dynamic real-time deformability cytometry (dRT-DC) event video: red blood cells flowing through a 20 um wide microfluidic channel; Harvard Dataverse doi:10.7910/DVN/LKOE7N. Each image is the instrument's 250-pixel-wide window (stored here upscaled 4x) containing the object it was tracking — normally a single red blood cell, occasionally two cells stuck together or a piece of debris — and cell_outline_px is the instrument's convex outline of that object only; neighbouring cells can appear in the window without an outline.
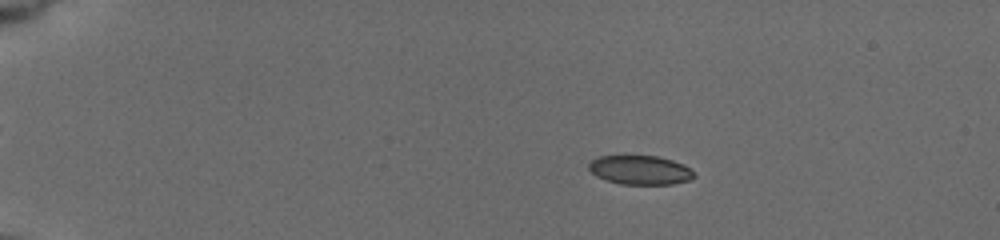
{"species": "common noctule bat (a hibernating species)", "species_latin": "Nyctalus noctula", "temperature_condition": "cold", "stored_images_in_passage": 23, "camera_frame_rate_fps": 3000, "um_per_image_px": 0.085, "animal": {"sex": "female", "body_mass_g": 19.5, "forearm_length_mm": 54.1}, "frame": {"image": 1, "passage_image": 7, "time_ms": 3.333, "image_size_px": [1000, 240], "cell_outline_px": [[696, 176], [688, 180], [672, 184], [620, 184], [596, 176], [588, 168], [588, 164], [592, 160], [600, 156], [656, 156], [672, 160], [684, 164], [692, 168]], "centroid_in_image_um": [54.44, 14.45], "position_along_channel_um": 30.6, "area_um2": 17.8}}
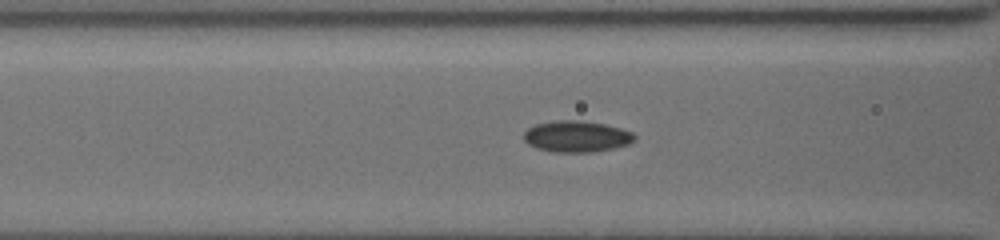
{"frame": {"image": 2, "passage_image": 18, "time_ms": 8.0, "image_size_px": [1000, 240], "cell_outline_px": [[636, 140], [628, 144], [612, 148], [592, 152], [552, 152], [536, 148], [528, 144], [524, 140], [524, 132], [528, 128], [536, 124], [556, 120], [576, 120], [604, 124], [620, 128], [632, 132], [636, 136]], "centroid_in_image_um": [49.0, 11.6], "position_along_channel_um": 117.6, "area_um2": 20.17}}
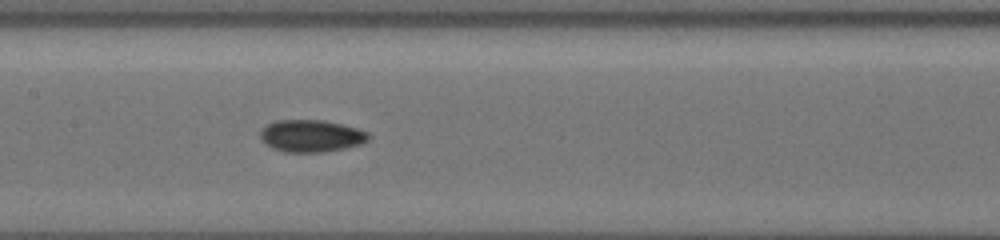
{"frame": {"image": 3, "passage_image": 23, "time_ms": 9.667, "image_size_px": [1000, 240], "cell_outline_px": [[368, 140], [360, 144], [344, 148], [320, 152], [284, 152], [272, 148], [260, 136], [260, 132], [268, 124], [276, 120], [324, 120], [356, 128], [368, 132]], "centroid_in_image_um": [26.45, 11.55], "position_along_channel_um": 181.0, "area_um2": 19.94}}